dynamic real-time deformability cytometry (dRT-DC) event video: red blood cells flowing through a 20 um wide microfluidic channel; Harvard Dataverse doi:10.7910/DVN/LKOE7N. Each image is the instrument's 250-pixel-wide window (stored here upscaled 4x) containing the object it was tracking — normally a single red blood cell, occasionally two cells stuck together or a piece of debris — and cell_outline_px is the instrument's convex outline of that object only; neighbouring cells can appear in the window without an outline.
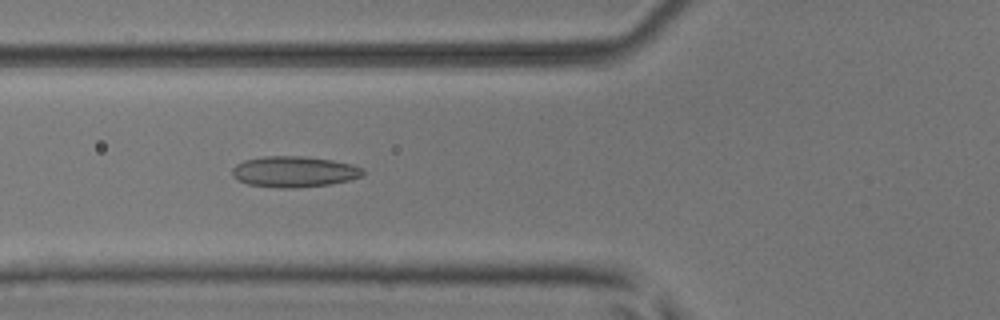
{"species": "common noctule bat (a hibernating species)", "species_latin": "Nyctalus noctula", "temperature_condition": "room temperature", "stored_images_in_passage": 38, "camera_frame_rate_fps": 3000, "um_per_image_px": 0.085, "animal": {"sex": "male", "body_mass_g": 17.9, "forearm_length_mm": 54.2}, "frame": {"image": 1, "passage_image": 14, "time_ms": 4.333, "image_size_px": [1000, 320], "cell_outline_px": [[364, 172], [360, 176], [348, 180], [332, 184], [296, 188], [280, 188], [248, 184], [232, 176], [232, 168], [236, 164], [244, 160], [264, 156], [304, 156], [332, 160], [352, 164], [364, 168]], "centroid_in_image_um": [25.0, 14.59], "position_along_channel_um": 100.8, "area_um2": 23.58}}
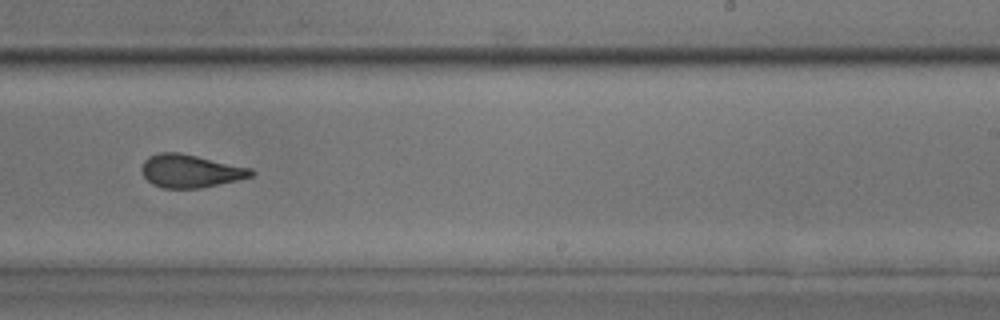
{"frame": {"image": 2, "passage_image": 27, "time_ms": 8.667, "image_size_px": [1000, 320], "cell_outline_px": [[256, 172], [252, 176], [236, 180], [200, 188], [164, 188], [152, 184], [144, 176], [140, 168], [144, 160], [148, 156], [160, 152], [180, 152], [252, 168]], "centroid_in_image_um": [16.17, 14.52], "position_along_channel_um": 272.8, "area_um2": 21.1}}
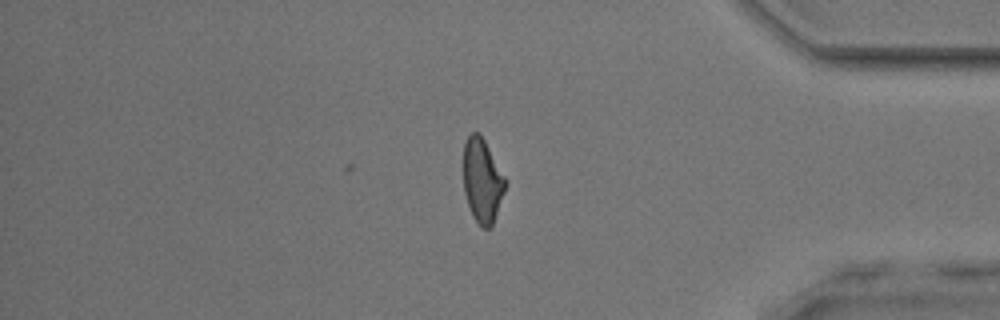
{"frame": {"image": 3, "passage_image": 38, "time_ms": 12.333, "image_size_px": [1000, 320], "cell_outline_px": [[508, 184], [492, 224], [488, 228], [484, 228], [472, 216], [464, 192], [464, 144], [468, 136], [472, 132], [476, 132], [484, 140], [508, 180]], "centroid_in_image_um": [41.02, 15.34], "position_along_channel_um": 394.2, "area_um2": 20.4}, "authors_computed_cell_mechanics": {"area_um2": 21.6172, "velocity_mm_per_s": 3.9782, "shape_relaxation_time_tau1_ms": 6.2688, "shape_relaxation_time_tau2_ms": 1.2344, "deformation_change_tau1": 0.1646, "deformation_change_tau2": 0.0858}}